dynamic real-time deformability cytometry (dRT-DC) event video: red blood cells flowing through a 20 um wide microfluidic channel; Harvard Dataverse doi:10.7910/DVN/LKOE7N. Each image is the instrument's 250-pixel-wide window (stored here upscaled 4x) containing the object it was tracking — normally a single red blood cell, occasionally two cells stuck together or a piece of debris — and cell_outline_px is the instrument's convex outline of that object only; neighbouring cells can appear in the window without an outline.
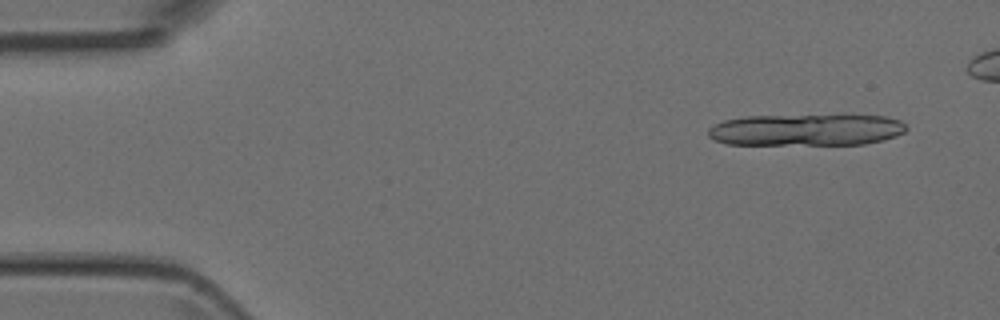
{"species": "Egyptian fruit bat (a non-hibernating species)", "species_latin": "Rousettus aegyptiacus", "temperature_condition": "room temperature", "stored_images_in_passage": 6, "segment_of_instrument_passage": [1, 2], "camera_frame_rate_fps": 3000, "um_per_image_px": 0.085, "animal": {"sex": "female"}, "frame": {"image": 1, "passage_image": 1, "time_ms": 0.0, "image_size_px": [1000, 320], "cell_outline_px": [[908, 128], [904, 132], [896, 136], [884, 140], [864, 144], [728, 144], [712, 140], [708, 136], [708, 128], [724, 120], [744, 116], [884, 116], [900, 120]], "centroid_in_image_um": [68.51, 11.05], "position_along_channel_um": 16.5, "area_um2": 36.36}}